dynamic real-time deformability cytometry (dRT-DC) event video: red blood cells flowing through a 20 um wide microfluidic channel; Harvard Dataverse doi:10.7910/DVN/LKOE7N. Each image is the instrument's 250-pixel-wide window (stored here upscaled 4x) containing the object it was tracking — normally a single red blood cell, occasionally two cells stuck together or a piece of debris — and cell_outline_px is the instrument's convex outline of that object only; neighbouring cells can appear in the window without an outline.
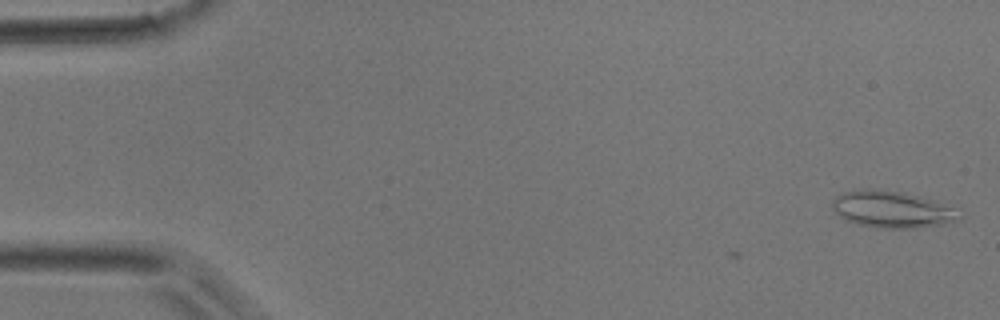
{"species": "common noctule bat (a hibernating species)", "species_latin": "Nyctalus noctula", "temperature_condition": "room temperature", "stored_images_in_passage": 3, "camera_frame_rate_fps": 3000, "um_per_image_px": 0.085, "animal": {"sex": "male", "body_mass_g": 17.9}, "frame": {"image": 1, "passage_image": 3, "time_ms": 0.667, "image_size_px": [1000, 320], "cell_outline_px": [[964, 216], [960, 220], [944, 224], [916, 228], [876, 228], [844, 220], [832, 208], [832, 200], [836, 196], [844, 192], [860, 188], [864, 188], [900, 192], [916, 196], [952, 208]], "centroid_in_image_um": [75.77, 17.82], "position_along_channel_um": 9.2, "area_um2": 26.82}}